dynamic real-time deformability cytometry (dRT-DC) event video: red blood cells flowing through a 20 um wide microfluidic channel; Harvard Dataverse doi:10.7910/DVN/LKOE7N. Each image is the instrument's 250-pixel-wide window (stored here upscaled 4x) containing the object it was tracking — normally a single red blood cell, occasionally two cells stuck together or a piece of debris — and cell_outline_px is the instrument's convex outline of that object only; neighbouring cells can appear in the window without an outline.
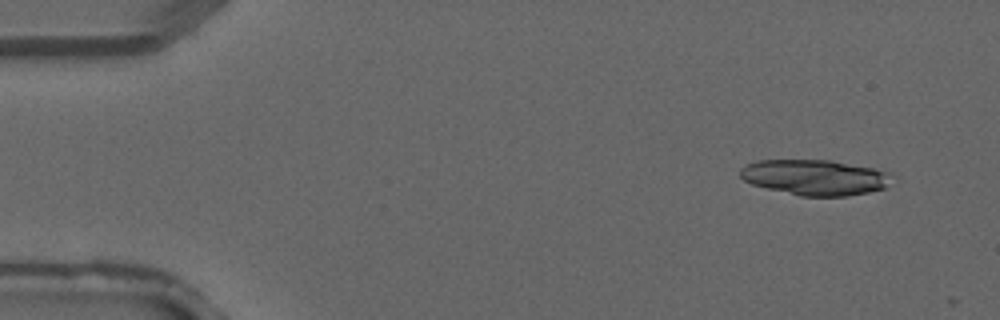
{"species": "common noctule bat (a hibernating species)", "species_latin": "Nyctalus noctula", "temperature_condition": "warm", "stored_images_in_passage": 3, "camera_frame_rate_fps": 3000, "um_per_image_px": 0.085, "animal": {"sex": "male", "forearm_length_mm": 52.5}, "frame": {"image": 1, "passage_image": 1, "time_ms": 0.0, "image_size_px": [1000, 320], "cell_outline_px": [[888, 172], [884, 188], [868, 192], [848, 196], [800, 196], [752, 184], [744, 180], [740, 176], [740, 168], [748, 164], [760, 160], [832, 160], [872, 168]], "centroid_in_image_um": [69.2, 15.07], "position_along_channel_um": 15.8, "area_um2": 30.81}}